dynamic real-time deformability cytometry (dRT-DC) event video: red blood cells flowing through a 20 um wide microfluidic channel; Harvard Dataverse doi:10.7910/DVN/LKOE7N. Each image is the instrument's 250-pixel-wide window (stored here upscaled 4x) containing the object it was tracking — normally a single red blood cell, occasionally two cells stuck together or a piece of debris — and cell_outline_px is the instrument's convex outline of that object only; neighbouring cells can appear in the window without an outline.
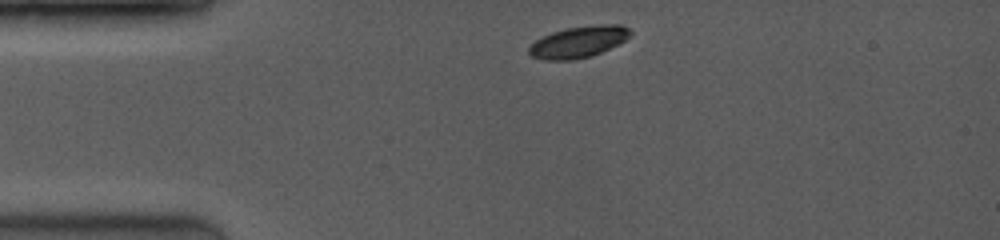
{"species": "common noctule bat (a hibernating species)", "species_latin": "Nyctalus noctula", "temperature_condition": "room temperature", "stored_images_in_passage": 15, "camera_frame_rate_fps": 3500, "um_per_image_px": 0.085, "animal": {"sex": "female", "body_mass_g": 19.0, "forearm_length_mm": 53.3}, "frame": {"image": 1, "passage_image": 1, "time_ms": 0.0, "image_size_px": [1000, 240], "cell_outline_px": [[632, 36], [620, 44], [592, 56], [572, 60], [544, 60], [532, 56], [528, 52], [528, 48], [536, 40], [552, 32], [568, 28], [608, 24], [620, 24], [628, 28], [632, 32]], "centroid_in_image_um": [49.22, 3.57], "position_along_channel_um": 35.8, "area_um2": 18.55}}
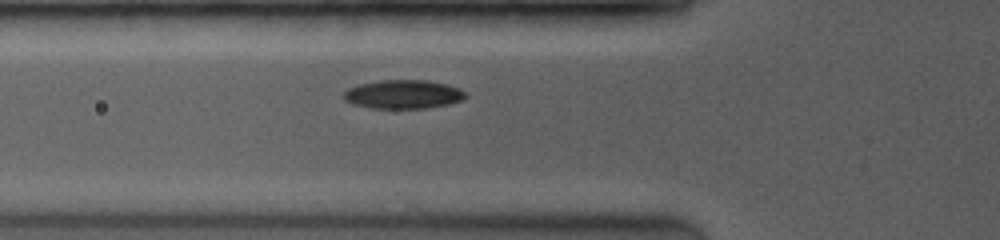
{"frame": {"image": 2, "passage_image": 5, "time_ms": 2.286, "image_size_px": [1000, 240], "cell_outline_px": [[468, 96], [464, 100], [448, 104], [428, 108], [372, 108], [352, 104], [344, 100], [344, 92], [348, 88], [360, 84], [380, 80], [428, 80], [448, 84], [464, 92]], "centroid_in_image_um": [34.28, 8.02], "position_along_channel_um": 91.5, "area_um2": 20.46}}